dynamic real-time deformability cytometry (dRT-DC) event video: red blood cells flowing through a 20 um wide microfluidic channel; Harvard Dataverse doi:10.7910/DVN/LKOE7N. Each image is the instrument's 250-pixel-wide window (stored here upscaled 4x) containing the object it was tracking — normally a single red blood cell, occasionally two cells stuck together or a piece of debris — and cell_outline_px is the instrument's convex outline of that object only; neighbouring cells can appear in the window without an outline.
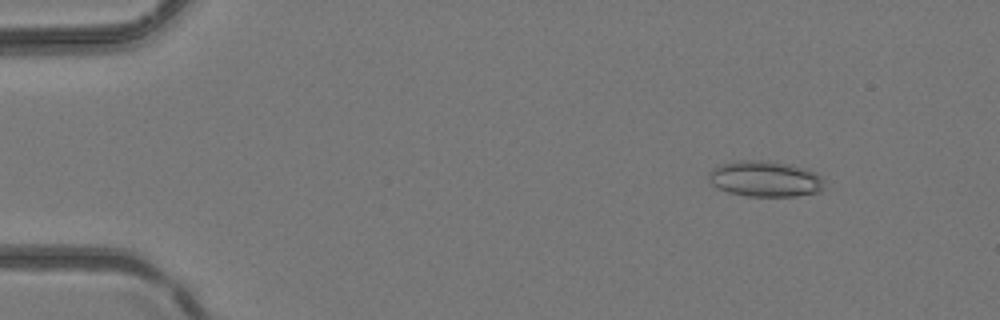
{"species": "common noctule bat (a hibernating species)", "species_latin": "Nyctalus noctula", "temperature_condition": "room temperature", "stored_images_in_passage": 39, "camera_frame_rate_fps": 3000, "um_per_image_px": 0.085, "animal": {"sex": "female", "body_mass_g": 24.6, "forearm_length_mm": 56.2}, "frame": {"image": 1, "passage_image": 2, "time_ms": 0.333, "image_size_px": [1000, 320], "cell_outline_px": [[824, 180], [820, 192], [796, 196], [748, 196], [728, 192], [712, 184], [708, 180], [708, 172], [712, 168], [720, 164], [736, 160], [768, 160], [792, 164], [816, 172]], "centroid_in_image_um": [65.02, 15.18], "position_along_channel_um": 20.0, "area_um2": 24.39}}
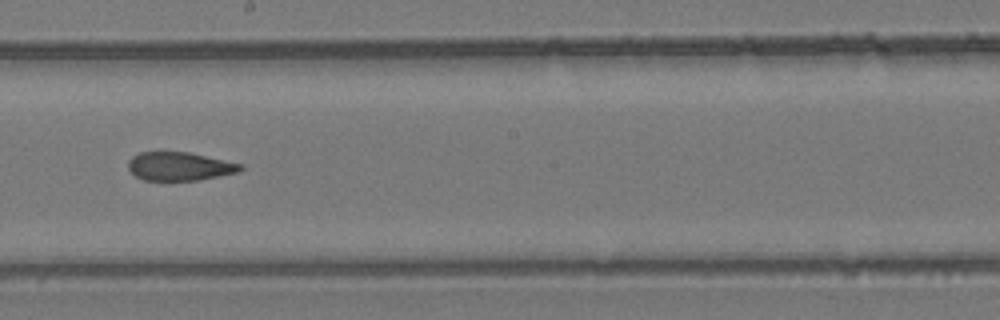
{"frame": {"image": 2, "passage_image": 21, "time_ms": 6.667, "image_size_px": [1000, 320], "cell_outline_px": [[244, 168], [240, 172], [196, 180], [144, 180], [136, 176], [128, 168], [128, 160], [132, 156], [140, 152], [188, 152], [244, 164]], "centroid_in_image_um": [15.28, 14.13], "position_along_channel_um": 232.9, "area_um2": 18.61}}
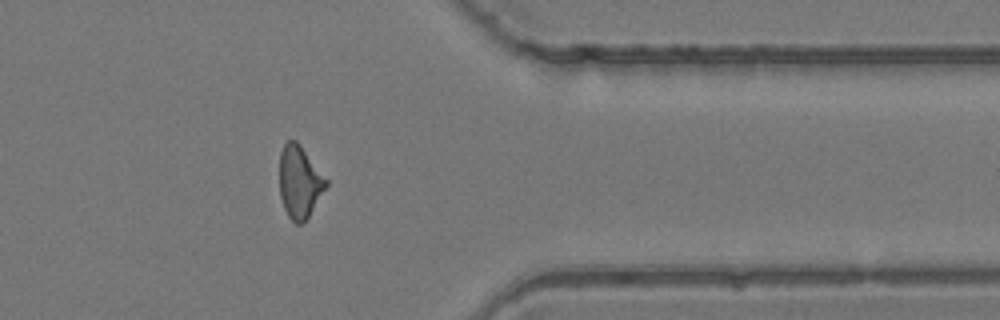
{"frame": {"image": 3, "passage_image": 31, "time_ms": 10.0, "image_size_px": [1000, 320], "cell_outline_px": [[328, 184], [308, 216], [300, 224], [296, 224], [288, 216], [284, 208], [280, 196], [280, 152], [284, 144], [288, 140], [296, 140], [300, 144], [328, 180]], "centroid_in_image_um": [25.45, 15.44], "position_along_channel_um": 385.9, "area_um2": 19.42}}